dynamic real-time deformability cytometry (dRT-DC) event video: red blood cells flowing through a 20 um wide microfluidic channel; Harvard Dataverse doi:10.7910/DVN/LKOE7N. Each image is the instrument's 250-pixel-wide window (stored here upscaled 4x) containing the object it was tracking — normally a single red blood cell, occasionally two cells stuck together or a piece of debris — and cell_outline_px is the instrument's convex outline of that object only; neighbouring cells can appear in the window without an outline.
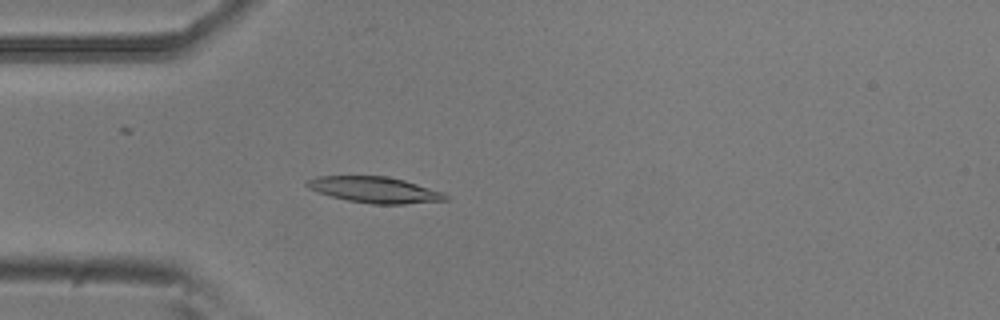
{"species": "common noctule bat (a hibernating species)", "species_latin": "Nyctalus noctula", "temperature_condition": "room temperature", "stored_images_in_passage": 45, "camera_frame_rate_fps": 3000, "um_per_image_px": 0.085, "animal": {"sex": "male", "body_mass_g": 20.5, "forearm_length_mm": 52.5}, "frame": {"image": 1, "passage_image": 7, "time_ms": 2.0, "image_size_px": [1000, 320], "cell_outline_px": [[448, 200], [404, 204], [372, 204], [348, 200], [332, 196], [308, 188], [304, 184], [304, 180], [320, 176], [388, 176], [404, 180], [444, 192], [448, 196]], "centroid_in_image_um": [31.86, 16.13], "position_along_channel_um": 53.1, "area_um2": 20.98}}
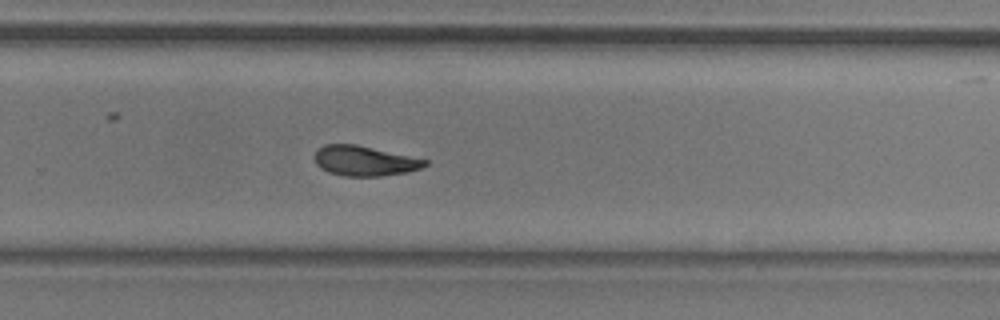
{"frame": {"image": 2, "passage_image": 27, "time_ms": 8.667, "image_size_px": [1000, 320], "cell_outline_px": [[428, 164], [420, 168], [408, 172], [380, 176], [344, 176], [328, 172], [320, 168], [316, 164], [316, 148], [324, 144], [356, 144], [428, 160]], "centroid_in_image_um": [30.96, 13.67], "position_along_channel_um": 298.8, "area_um2": 19.25}}
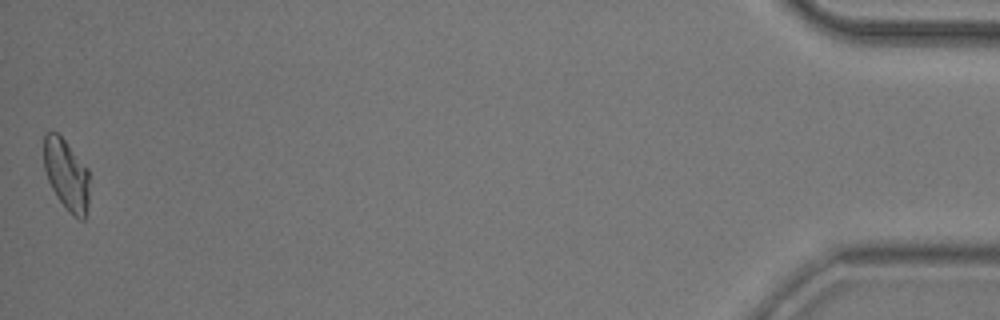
{"frame": {"image": 3, "passage_image": 45, "time_ms": 14.667, "image_size_px": [1000, 320], "cell_outline_px": [[88, 204], [84, 220], [80, 220], [72, 216], [56, 196], [48, 180], [44, 168], [44, 132], [56, 132], [64, 140], [88, 168]], "centroid_in_image_um": [5.64, 14.87], "position_along_channel_um": 429.6, "area_um2": 18.79}, "authors_computed_cell_mechanics": {"area_um2": 19.7098, "velocity_mm_per_s": 3.7865, "shape_relaxation_time_tau1_ms": 8.2816, "shape_relaxation_time_tau2_ms": 6.5507, "deformation_change_tau1": 0.2151, "deformation_change_tau2": 0.138}}